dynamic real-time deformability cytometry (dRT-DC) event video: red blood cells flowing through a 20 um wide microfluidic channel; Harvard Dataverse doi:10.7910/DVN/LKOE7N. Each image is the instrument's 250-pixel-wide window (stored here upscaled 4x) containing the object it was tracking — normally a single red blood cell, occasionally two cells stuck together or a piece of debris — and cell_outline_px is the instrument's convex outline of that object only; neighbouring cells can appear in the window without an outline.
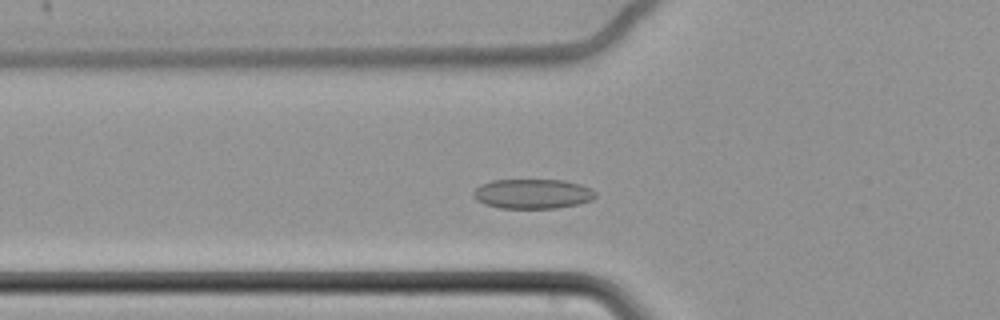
{"species": "common noctule bat (a hibernating species)", "species_latin": "Nyctalus noctula", "temperature_condition": "cold", "stored_images_in_passage": 56, "camera_frame_rate_fps": 3000, "um_per_image_px": 0.085, "animal": {"sex": "female", "body_mass_g": 22.7, "forearm_length_mm": 54.2}, "frame": {"image": 1, "passage_image": 17, "time_ms": 5.333, "image_size_px": [1000, 320], "cell_outline_px": [[596, 196], [592, 200], [580, 204], [556, 208], [500, 208], [484, 204], [472, 192], [480, 184], [492, 180], [564, 180], [580, 184], [596, 192]], "centroid_in_image_um": [45.3, 16.47], "position_along_channel_um": 80.5, "area_um2": 21.04}}
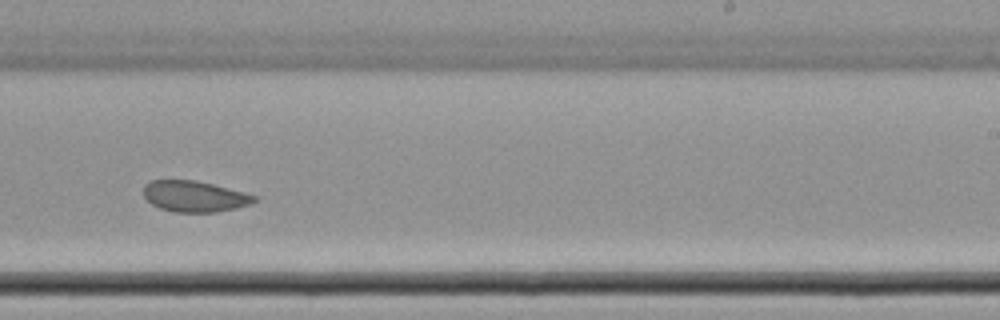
{"frame": {"image": 2, "passage_image": 34, "time_ms": 11.0, "image_size_px": [1000, 320], "cell_outline_px": [[256, 200], [252, 204], [236, 208], [216, 212], [172, 212], [160, 208], [152, 204], [144, 196], [144, 184], [148, 180], [196, 180], [244, 192], [256, 196]], "centroid_in_image_um": [16.52, 16.69], "position_along_channel_um": 272.5, "area_um2": 20.06}}
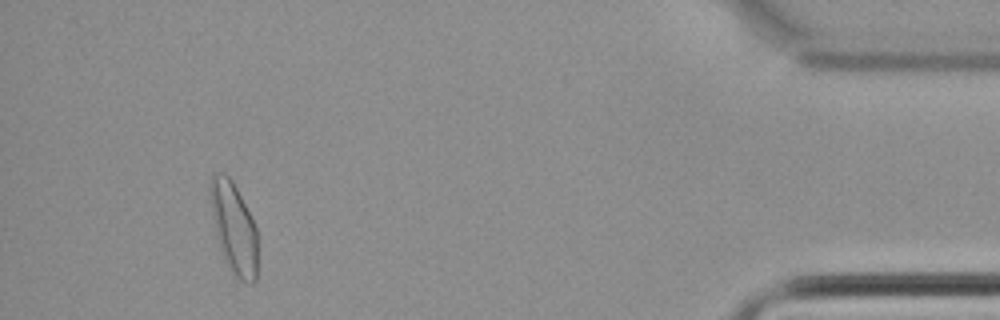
{"frame": {"image": 3, "passage_image": 52, "time_ms": 17.0, "image_size_px": [1000, 320], "cell_outline_px": [[256, 280], [252, 284], [240, 280], [228, 268], [224, 260], [216, 236], [212, 216], [208, 192], [208, 184], [212, 172], [224, 172], [232, 180], [256, 228]], "centroid_in_image_um": [19.82, 19.33], "position_along_channel_um": 415.4, "area_um2": 25.14}, "authors_computed_cell_mechanics": {"area_um2": 21.675, "velocity_mm_per_s": 3.4068, "shape_relaxation_time_tau1_ms": null, "shape_relaxation_time_tau2_ms": 3.0904, "deformation_change_tau1": null, "deformation_change_tau2": 0.0703}}